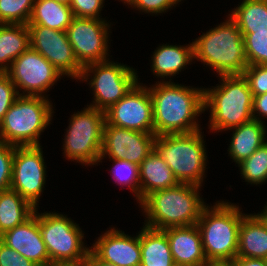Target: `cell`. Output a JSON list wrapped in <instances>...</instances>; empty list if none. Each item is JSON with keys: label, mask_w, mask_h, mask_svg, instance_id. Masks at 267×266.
<instances>
[{"label": "cell", "mask_w": 267, "mask_h": 266, "mask_svg": "<svg viewBox=\"0 0 267 266\" xmlns=\"http://www.w3.org/2000/svg\"><path fill=\"white\" fill-rule=\"evenodd\" d=\"M87 261L89 266H116L112 263L101 261L91 250Z\"/></svg>", "instance_id": "cell-41"}, {"label": "cell", "mask_w": 267, "mask_h": 266, "mask_svg": "<svg viewBox=\"0 0 267 266\" xmlns=\"http://www.w3.org/2000/svg\"><path fill=\"white\" fill-rule=\"evenodd\" d=\"M35 208L17 191L7 189L0 192V235L23 224L29 219Z\"/></svg>", "instance_id": "cell-27"}, {"label": "cell", "mask_w": 267, "mask_h": 266, "mask_svg": "<svg viewBox=\"0 0 267 266\" xmlns=\"http://www.w3.org/2000/svg\"><path fill=\"white\" fill-rule=\"evenodd\" d=\"M239 206L217 201L204 208L197 226L207 261H233L237 256L241 220Z\"/></svg>", "instance_id": "cell-5"}, {"label": "cell", "mask_w": 267, "mask_h": 266, "mask_svg": "<svg viewBox=\"0 0 267 266\" xmlns=\"http://www.w3.org/2000/svg\"><path fill=\"white\" fill-rule=\"evenodd\" d=\"M30 47L29 29L24 24H0V72Z\"/></svg>", "instance_id": "cell-25"}, {"label": "cell", "mask_w": 267, "mask_h": 266, "mask_svg": "<svg viewBox=\"0 0 267 266\" xmlns=\"http://www.w3.org/2000/svg\"><path fill=\"white\" fill-rule=\"evenodd\" d=\"M237 256L267 259V219L262 213L243 216Z\"/></svg>", "instance_id": "cell-20"}, {"label": "cell", "mask_w": 267, "mask_h": 266, "mask_svg": "<svg viewBox=\"0 0 267 266\" xmlns=\"http://www.w3.org/2000/svg\"><path fill=\"white\" fill-rule=\"evenodd\" d=\"M143 226L140 231V266H175L166 232Z\"/></svg>", "instance_id": "cell-24"}, {"label": "cell", "mask_w": 267, "mask_h": 266, "mask_svg": "<svg viewBox=\"0 0 267 266\" xmlns=\"http://www.w3.org/2000/svg\"><path fill=\"white\" fill-rule=\"evenodd\" d=\"M228 15L241 34L267 31V0H243Z\"/></svg>", "instance_id": "cell-28"}, {"label": "cell", "mask_w": 267, "mask_h": 266, "mask_svg": "<svg viewBox=\"0 0 267 266\" xmlns=\"http://www.w3.org/2000/svg\"><path fill=\"white\" fill-rule=\"evenodd\" d=\"M151 69L162 82L165 77L175 76L194 59L193 42L188 46L163 44L154 51Z\"/></svg>", "instance_id": "cell-23"}, {"label": "cell", "mask_w": 267, "mask_h": 266, "mask_svg": "<svg viewBox=\"0 0 267 266\" xmlns=\"http://www.w3.org/2000/svg\"><path fill=\"white\" fill-rule=\"evenodd\" d=\"M235 266H267V259L261 258H246L236 256L233 259Z\"/></svg>", "instance_id": "cell-40"}, {"label": "cell", "mask_w": 267, "mask_h": 266, "mask_svg": "<svg viewBox=\"0 0 267 266\" xmlns=\"http://www.w3.org/2000/svg\"><path fill=\"white\" fill-rule=\"evenodd\" d=\"M252 115L253 119L259 122H264L260 117L267 119V93L253 96Z\"/></svg>", "instance_id": "cell-39"}, {"label": "cell", "mask_w": 267, "mask_h": 266, "mask_svg": "<svg viewBox=\"0 0 267 266\" xmlns=\"http://www.w3.org/2000/svg\"><path fill=\"white\" fill-rule=\"evenodd\" d=\"M193 46L194 59L212 67L218 76L242 75L248 66L243 35L230 16L195 39Z\"/></svg>", "instance_id": "cell-4"}, {"label": "cell", "mask_w": 267, "mask_h": 266, "mask_svg": "<svg viewBox=\"0 0 267 266\" xmlns=\"http://www.w3.org/2000/svg\"><path fill=\"white\" fill-rule=\"evenodd\" d=\"M35 0H0V24L27 25Z\"/></svg>", "instance_id": "cell-30"}, {"label": "cell", "mask_w": 267, "mask_h": 266, "mask_svg": "<svg viewBox=\"0 0 267 266\" xmlns=\"http://www.w3.org/2000/svg\"><path fill=\"white\" fill-rule=\"evenodd\" d=\"M101 61L83 67L79 80L89 81L90 89L94 91L93 103L90 107L101 111L108 110L122 99L138 82L135 69L114 61ZM90 73L94 74L93 76Z\"/></svg>", "instance_id": "cell-10"}, {"label": "cell", "mask_w": 267, "mask_h": 266, "mask_svg": "<svg viewBox=\"0 0 267 266\" xmlns=\"http://www.w3.org/2000/svg\"><path fill=\"white\" fill-rule=\"evenodd\" d=\"M105 0H71L69 7L74 17L103 19L100 11Z\"/></svg>", "instance_id": "cell-35"}, {"label": "cell", "mask_w": 267, "mask_h": 266, "mask_svg": "<svg viewBox=\"0 0 267 266\" xmlns=\"http://www.w3.org/2000/svg\"><path fill=\"white\" fill-rule=\"evenodd\" d=\"M37 209L23 224L0 235V241L37 266H50L51 261L39 229Z\"/></svg>", "instance_id": "cell-18"}, {"label": "cell", "mask_w": 267, "mask_h": 266, "mask_svg": "<svg viewBox=\"0 0 267 266\" xmlns=\"http://www.w3.org/2000/svg\"><path fill=\"white\" fill-rule=\"evenodd\" d=\"M140 203L152 192L179 184L171 168L153 149L139 165Z\"/></svg>", "instance_id": "cell-21"}, {"label": "cell", "mask_w": 267, "mask_h": 266, "mask_svg": "<svg viewBox=\"0 0 267 266\" xmlns=\"http://www.w3.org/2000/svg\"><path fill=\"white\" fill-rule=\"evenodd\" d=\"M164 231L175 266H205L208 263L197 225L170 227Z\"/></svg>", "instance_id": "cell-19"}, {"label": "cell", "mask_w": 267, "mask_h": 266, "mask_svg": "<svg viewBox=\"0 0 267 266\" xmlns=\"http://www.w3.org/2000/svg\"><path fill=\"white\" fill-rule=\"evenodd\" d=\"M15 85L18 95L44 97L63 76L44 56L29 47L16 58L5 72ZM23 92L20 93L19 90Z\"/></svg>", "instance_id": "cell-11"}, {"label": "cell", "mask_w": 267, "mask_h": 266, "mask_svg": "<svg viewBox=\"0 0 267 266\" xmlns=\"http://www.w3.org/2000/svg\"><path fill=\"white\" fill-rule=\"evenodd\" d=\"M205 266H235L233 261H209Z\"/></svg>", "instance_id": "cell-43"}, {"label": "cell", "mask_w": 267, "mask_h": 266, "mask_svg": "<svg viewBox=\"0 0 267 266\" xmlns=\"http://www.w3.org/2000/svg\"><path fill=\"white\" fill-rule=\"evenodd\" d=\"M267 127L264 122L252 119L238 127L229 129L235 130L231 134V142L228 148V154L236 162L241 163L251 156L260 146L266 142Z\"/></svg>", "instance_id": "cell-22"}, {"label": "cell", "mask_w": 267, "mask_h": 266, "mask_svg": "<svg viewBox=\"0 0 267 266\" xmlns=\"http://www.w3.org/2000/svg\"><path fill=\"white\" fill-rule=\"evenodd\" d=\"M40 146H16L10 188L17 191L35 209L44 191L46 165Z\"/></svg>", "instance_id": "cell-13"}, {"label": "cell", "mask_w": 267, "mask_h": 266, "mask_svg": "<svg viewBox=\"0 0 267 266\" xmlns=\"http://www.w3.org/2000/svg\"><path fill=\"white\" fill-rule=\"evenodd\" d=\"M120 1L124 2V4H125L128 0H120Z\"/></svg>", "instance_id": "cell-46"}, {"label": "cell", "mask_w": 267, "mask_h": 266, "mask_svg": "<svg viewBox=\"0 0 267 266\" xmlns=\"http://www.w3.org/2000/svg\"><path fill=\"white\" fill-rule=\"evenodd\" d=\"M105 121L119 128L154 133L152 98L148 87L137 82L122 99L105 111Z\"/></svg>", "instance_id": "cell-14"}, {"label": "cell", "mask_w": 267, "mask_h": 266, "mask_svg": "<svg viewBox=\"0 0 267 266\" xmlns=\"http://www.w3.org/2000/svg\"><path fill=\"white\" fill-rule=\"evenodd\" d=\"M30 47L44 56L63 76L78 79L83 67L78 63L65 31L41 25H27Z\"/></svg>", "instance_id": "cell-15"}, {"label": "cell", "mask_w": 267, "mask_h": 266, "mask_svg": "<svg viewBox=\"0 0 267 266\" xmlns=\"http://www.w3.org/2000/svg\"><path fill=\"white\" fill-rule=\"evenodd\" d=\"M241 176L250 184H263L267 181V141L251 156L238 164Z\"/></svg>", "instance_id": "cell-29"}, {"label": "cell", "mask_w": 267, "mask_h": 266, "mask_svg": "<svg viewBox=\"0 0 267 266\" xmlns=\"http://www.w3.org/2000/svg\"><path fill=\"white\" fill-rule=\"evenodd\" d=\"M113 161V167L110 173L114 177L115 183L128 186L135 194L140 204V179L139 165L126 161L125 159L109 158Z\"/></svg>", "instance_id": "cell-31"}, {"label": "cell", "mask_w": 267, "mask_h": 266, "mask_svg": "<svg viewBox=\"0 0 267 266\" xmlns=\"http://www.w3.org/2000/svg\"><path fill=\"white\" fill-rule=\"evenodd\" d=\"M248 65L267 64V31L242 34Z\"/></svg>", "instance_id": "cell-32"}, {"label": "cell", "mask_w": 267, "mask_h": 266, "mask_svg": "<svg viewBox=\"0 0 267 266\" xmlns=\"http://www.w3.org/2000/svg\"><path fill=\"white\" fill-rule=\"evenodd\" d=\"M73 17L72 9L69 5L55 0H35L27 25H41L66 32Z\"/></svg>", "instance_id": "cell-26"}, {"label": "cell", "mask_w": 267, "mask_h": 266, "mask_svg": "<svg viewBox=\"0 0 267 266\" xmlns=\"http://www.w3.org/2000/svg\"><path fill=\"white\" fill-rule=\"evenodd\" d=\"M90 250L104 262L116 266H140L141 246L140 232L135 237L111 228L100 235Z\"/></svg>", "instance_id": "cell-17"}, {"label": "cell", "mask_w": 267, "mask_h": 266, "mask_svg": "<svg viewBox=\"0 0 267 266\" xmlns=\"http://www.w3.org/2000/svg\"><path fill=\"white\" fill-rule=\"evenodd\" d=\"M18 96L16 87L9 76L0 72V122Z\"/></svg>", "instance_id": "cell-36"}, {"label": "cell", "mask_w": 267, "mask_h": 266, "mask_svg": "<svg viewBox=\"0 0 267 266\" xmlns=\"http://www.w3.org/2000/svg\"><path fill=\"white\" fill-rule=\"evenodd\" d=\"M201 130L156 136L154 149L171 168L179 183L202 186L207 161Z\"/></svg>", "instance_id": "cell-7"}, {"label": "cell", "mask_w": 267, "mask_h": 266, "mask_svg": "<svg viewBox=\"0 0 267 266\" xmlns=\"http://www.w3.org/2000/svg\"><path fill=\"white\" fill-rule=\"evenodd\" d=\"M15 147L0 141V192L10 189Z\"/></svg>", "instance_id": "cell-34"}, {"label": "cell", "mask_w": 267, "mask_h": 266, "mask_svg": "<svg viewBox=\"0 0 267 266\" xmlns=\"http://www.w3.org/2000/svg\"><path fill=\"white\" fill-rule=\"evenodd\" d=\"M50 266H89L87 260L80 262L53 263Z\"/></svg>", "instance_id": "cell-42"}, {"label": "cell", "mask_w": 267, "mask_h": 266, "mask_svg": "<svg viewBox=\"0 0 267 266\" xmlns=\"http://www.w3.org/2000/svg\"><path fill=\"white\" fill-rule=\"evenodd\" d=\"M155 137L154 133L119 128L105 121L98 162H102L108 155L109 158L125 159L140 165L154 149Z\"/></svg>", "instance_id": "cell-16"}, {"label": "cell", "mask_w": 267, "mask_h": 266, "mask_svg": "<svg viewBox=\"0 0 267 266\" xmlns=\"http://www.w3.org/2000/svg\"><path fill=\"white\" fill-rule=\"evenodd\" d=\"M66 129L63 144L68 160L83 165H95L100 158L105 112L93 107L74 113Z\"/></svg>", "instance_id": "cell-9"}, {"label": "cell", "mask_w": 267, "mask_h": 266, "mask_svg": "<svg viewBox=\"0 0 267 266\" xmlns=\"http://www.w3.org/2000/svg\"><path fill=\"white\" fill-rule=\"evenodd\" d=\"M55 1L63 3V4H66V5H69L71 0H55Z\"/></svg>", "instance_id": "cell-44"}, {"label": "cell", "mask_w": 267, "mask_h": 266, "mask_svg": "<svg viewBox=\"0 0 267 266\" xmlns=\"http://www.w3.org/2000/svg\"><path fill=\"white\" fill-rule=\"evenodd\" d=\"M38 222L51 264L88 259L90 248L84 245V233L73 220L57 212H38Z\"/></svg>", "instance_id": "cell-8"}, {"label": "cell", "mask_w": 267, "mask_h": 266, "mask_svg": "<svg viewBox=\"0 0 267 266\" xmlns=\"http://www.w3.org/2000/svg\"><path fill=\"white\" fill-rule=\"evenodd\" d=\"M0 266H37L0 241Z\"/></svg>", "instance_id": "cell-38"}, {"label": "cell", "mask_w": 267, "mask_h": 266, "mask_svg": "<svg viewBox=\"0 0 267 266\" xmlns=\"http://www.w3.org/2000/svg\"><path fill=\"white\" fill-rule=\"evenodd\" d=\"M216 87L204 90V111L210 109L209 129L227 131L253 119V95L243 75H221Z\"/></svg>", "instance_id": "cell-3"}, {"label": "cell", "mask_w": 267, "mask_h": 266, "mask_svg": "<svg viewBox=\"0 0 267 266\" xmlns=\"http://www.w3.org/2000/svg\"><path fill=\"white\" fill-rule=\"evenodd\" d=\"M200 187L179 183L174 187L149 194L139 204L147 218L145 226L164 230L170 227L196 225L207 206L200 197Z\"/></svg>", "instance_id": "cell-2"}, {"label": "cell", "mask_w": 267, "mask_h": 266, "mask_svg": "<svg viewBox=\"0 0 267 266\" xmlns=\"http://www.w3.org/2000/svg\"><path fill=\"white\" fill-rule=\"evenodd\" d=\"M242 75L253 96L267 93V64L248 65Z\"/></svg>", "instance_id": "cell-33"}, {"label": "cell", "mask_w": 267, "mask_h": 266, "mask_svg": "<svg viewBox=\"0 0 267 266\" xmlns=\"http://www.w3.org/2000/svg\"><path fill=\"white\" fill-rule=\"evenodd\" d=\"M262 214H267V205H265L263 211L261 212Z\"/></svg>", "instance_id": "cell-45"}, {"label": "cell", "mask_w": 267, "mask_h": 266, "mask_svg": "<svg viewBox=\"0 0 267 266\" xmlns=\"http://www.w3.org/2000/svg\"><path fill=\"white\" fill-rule=\"evenodd\" d=\"M171 80L158 81L148 88L152 98L154 134L162 136L202 130L196 120L204 112V90Z\"/></svg>", "instance_id": "cell-1"}, {"label": "cell", "mask_w": 267, "mask_h": 266, "mask_svg": "<svg viewBox=\"0 0 267 266\" xmlns=\"http://www.w3.org/2000/svg\"><path fill=\"white\" fill-rule=\"evenodd\" d=\"M46 96L19 95L0 122V141L15 146H40L54 110Z\"/></svg>", "instance_id": "cell-6"}, {"label": "cell", "mask_w": 267, "mask_h": 266, "mask_svg": "<svg viewBox=\"0 0 267 266\" xmlns=\"http://www.w3.org/2000/svg\"><path fill=\"white\" fill-rule=\"evenodd\" d=\"M109 27L104 19L73 17L66 33L82 67L109 59Z\"/></svg>", "instance_id": "cell-12"}, {"label": "cell", "mask_w": 267, "mask_h": 266, "mask_svg": "<svg viewBox=\"0 0 267 266\" xmlns=\"http://www.w3.org/2000/svg\"><path fill=\"white\" fill-rule=\"evenodd\" d=\"M181 0H128L125 4L131 5L132 8H137L140 12L160 14L168 11L169 8L178 4Z\"/></svg>", "instance_id": "cell-37"}]
</instances>
